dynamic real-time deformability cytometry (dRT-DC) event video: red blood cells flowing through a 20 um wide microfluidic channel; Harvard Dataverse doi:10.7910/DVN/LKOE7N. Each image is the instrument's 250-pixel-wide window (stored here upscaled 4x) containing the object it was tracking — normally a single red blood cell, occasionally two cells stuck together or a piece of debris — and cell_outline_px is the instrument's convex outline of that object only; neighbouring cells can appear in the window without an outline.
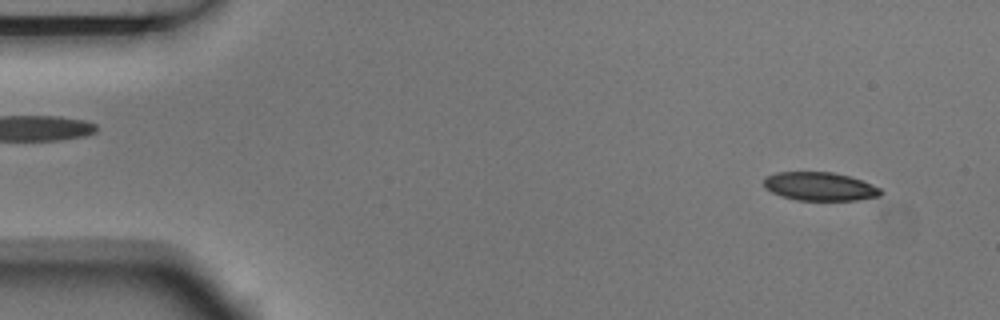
{"species": "Egyptian fruit bat (a non-hibernating species)", "species_latin": "Rousettus aegyptiacus", "temperature_condition": "room temperature", "stored_images_in_passage": 2, "segment_of_instrument_passage": [2, 2], "camera_frame_rate_fps": 3000, "um_per_image_px": 0.085, "animal": {"sex": "male"}, "frame": {"image": 1, "passage_image": 2, "time_ms": 0.333, "image_size_px": [1000, 320], "cell_outline_px": [[884, 192], [880, 196], [856, 200], [796, 200], [780, 196], [764, 188], [764, 176], [776, 172], [832, 172], [848, 176], [872, 184], [880, 188]], "centroid_in_image_um": [69.65, 15.85], "position_along_channel_um": 15.3, "area_um2": 19.48}}